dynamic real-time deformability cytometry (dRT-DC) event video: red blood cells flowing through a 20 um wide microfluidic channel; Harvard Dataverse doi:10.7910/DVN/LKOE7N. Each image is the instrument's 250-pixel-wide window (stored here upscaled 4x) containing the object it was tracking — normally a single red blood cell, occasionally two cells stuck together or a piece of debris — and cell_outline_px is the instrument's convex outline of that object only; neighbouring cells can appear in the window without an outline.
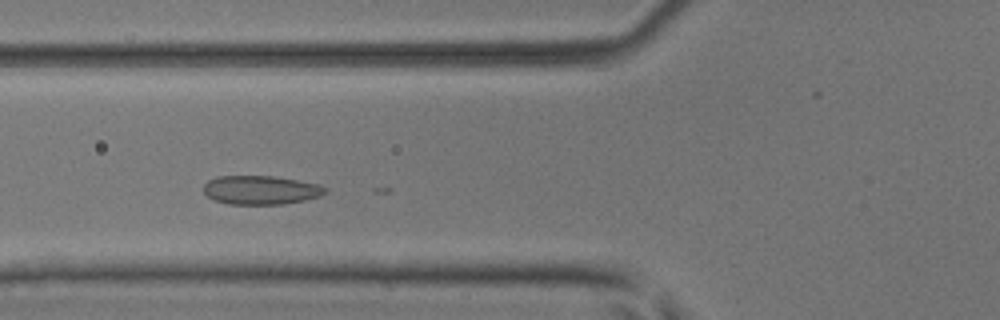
{"species": "common noctule bat (a hibernating species)", "species_latin": "Nyctalus noctula", "temperature_condition": "room temperature", "stored_images_in_passage": 6, "camera_frame_rate_fps": 3000, "um_per_image_px": 0.085, "animal": {"sex": "male", "body_mass_g": 17.9, "forearm_length_mm": 54.2}, "frame": {"image": 1, "passage_image": 4, "time_ms": 1.0, "image_size_px": [1000, 320], "cell_outline_px": [[328, 192], [320, 196], [304, 200], [284, 204], [228, 204], [216, 200], [208, 196], [204, 192], [204, 184], [208, 180], [216, 176], [276, 176], [320, 184], [328, 188]], "centroid_in_image_um": [22.21, 16.14], "position_along_channel_um": 103.6, "area_um2": 20.58}}
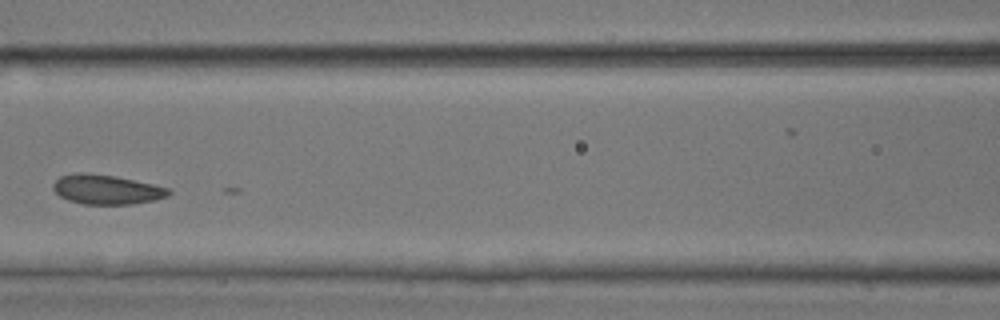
{"frame": {"image": 2, "passage_image": 5, "time_ms": 1.333, "image_size_px": [1000, 320], "cell_outline_px": [[172, 192], [168, 196], [152, 200], [132, 204], [84, 204], [68, 200], [60, 196], [52, 188], [52, 184], [60, 176], [76, 172], [80, 172], [116, 176], [152, 184], [168, 188]], "centroid_in_image_um": [9.03, 16.1], "position_along_channel_um": 157.6, "area_um2": 19.77}}